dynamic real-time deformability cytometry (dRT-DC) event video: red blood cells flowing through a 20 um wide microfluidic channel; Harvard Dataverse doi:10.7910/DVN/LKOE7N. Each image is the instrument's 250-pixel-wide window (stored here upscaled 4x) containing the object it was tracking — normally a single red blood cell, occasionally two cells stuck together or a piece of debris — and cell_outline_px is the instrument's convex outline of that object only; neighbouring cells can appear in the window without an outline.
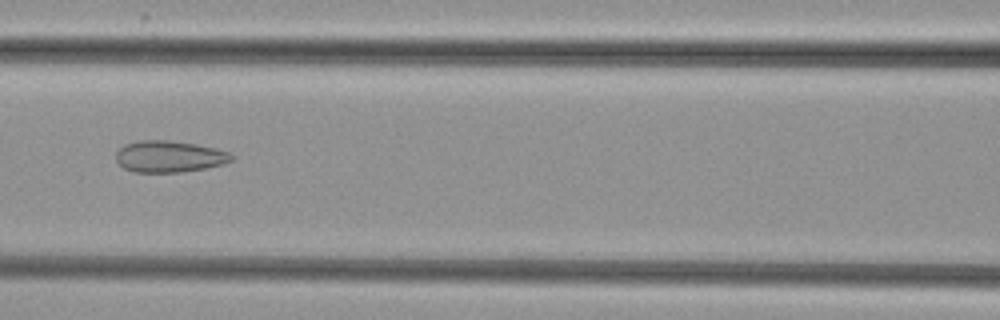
{"species": "common noctule bat (a hibernating species)", "species_latin": "Nyctalus noctula", "temperature_condition": "cold", "stored_images_in_passage": 49, "camera_frame_rate_fps": 3000, "um_per_image_px": 0.085, "animal": {"sex": "female", "body_mass_g": 29.2, "forearm_length_mm": 56.3}, "frame": {"image": 1, "passage_image": 20, "time_ms": 6.333, "image_size_px": [1000, 320], "cell_outline_px": [[236, 156], [232, 160], [224, 164], [204, 168], [180, 172], [132, 172], [124, 168], [116, 160], [116, 152], [124, 144], [140, 140], [168, 140], [196, 144], [216, 148], [228, 152]], "centroid_in_image_um": [14.39, 13.3], "position_along_channel_um": 152.2, "area_um2": 21.33}}
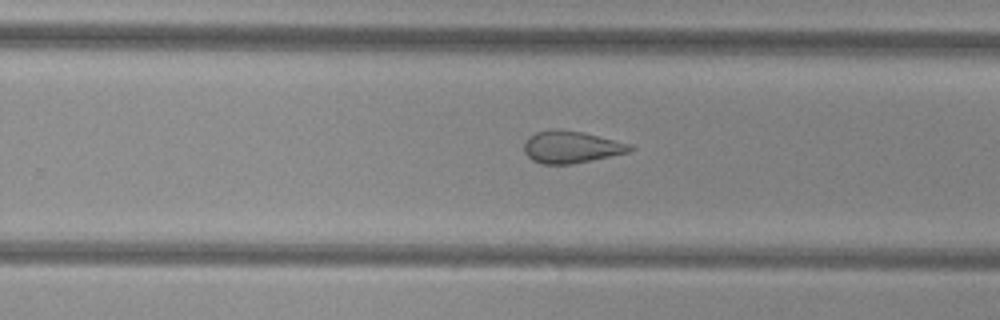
{"frame": {"image": 2, "passage_image": 30, "time_ms": 9.667, "image_size_px": [1000, 320], "cell_outline_px": [[636, 148], [628, 152], [592, 160], [572, 164], [540, 164], [532, 160], [524, 152], [524, 140], [528, 136], [536, 132], [548, 128], [556, 128], [584, 132], [632, 144]], "centroid_in_image_um": [48.53, 12.48], "position_along_channel_um": 281.3, "area_um2": 20.17}}
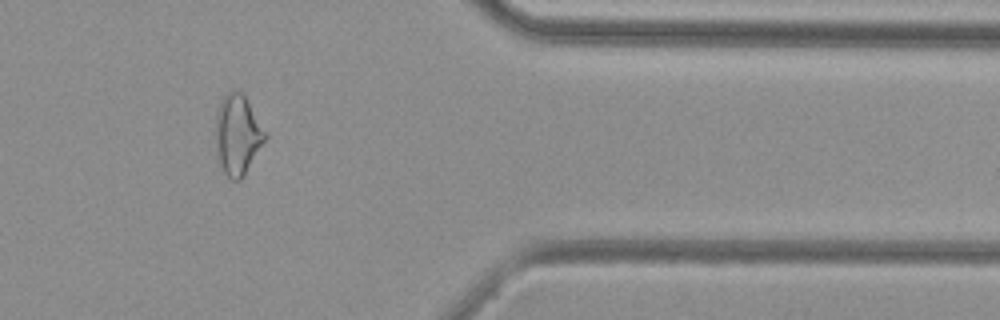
{"frame": {"image": 3, "passage_image": 40, "time_ms": 13.0, "image_size_px": [1000, 320], "cell_outline_px": [[268, 136], [244, 176], [240, 180], [232, 180], [216, 164], [216, 116], [220, 100], [232, 88], [236, 88], [244, 92]], "centroid_in_image_um": [20.18, 11.43], "position_along_channel_um": 391.2, "area_um2": 23.7}}